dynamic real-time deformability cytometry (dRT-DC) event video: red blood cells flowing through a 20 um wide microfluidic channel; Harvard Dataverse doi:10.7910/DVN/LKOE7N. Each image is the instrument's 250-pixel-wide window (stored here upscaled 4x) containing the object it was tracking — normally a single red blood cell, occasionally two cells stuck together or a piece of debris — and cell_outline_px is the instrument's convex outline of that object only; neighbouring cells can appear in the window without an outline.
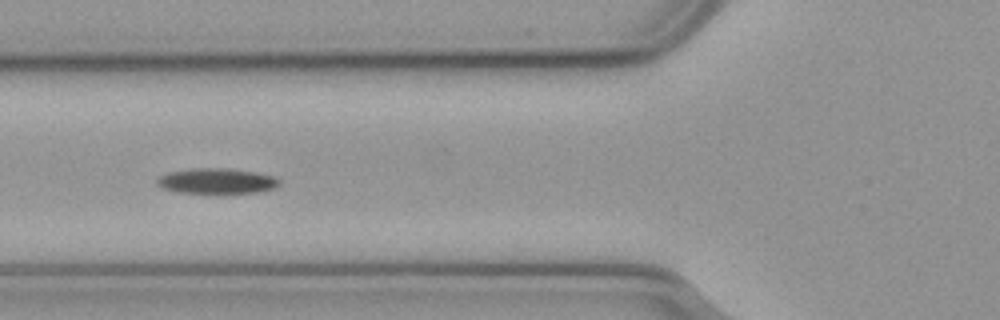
{"species": "common noctule bat (a hibernating species)", "species_latin": "Nyctalus noctula", "temperature_condition": "cold", "stored_images_in_passage": 27, "camera_frame_rate_fps": 3000, "um_per_image_px": 0.085, "animal": {"sex": "male", "body_mass_g": 23.1, "forearm_length_mm": 52.7}, "frame": {"image": 1, "passage_image": 8, "time_ms": 2.333, "image_size_px": [1000, 320], "cell_outline_px": [[280, 184], [276, 188], [260, 192], [216, 196], [176, 192], [164, 188], [156, 184], [156, 180], [160, 176], [168, 172], [192, 168], [224, 168], [252, 172], [276, 176], [280, 180]], "centroid_in_image_um": [18.44, 15.44], "position_along_channel_um": 107.4, "area_um2": 19.07}}